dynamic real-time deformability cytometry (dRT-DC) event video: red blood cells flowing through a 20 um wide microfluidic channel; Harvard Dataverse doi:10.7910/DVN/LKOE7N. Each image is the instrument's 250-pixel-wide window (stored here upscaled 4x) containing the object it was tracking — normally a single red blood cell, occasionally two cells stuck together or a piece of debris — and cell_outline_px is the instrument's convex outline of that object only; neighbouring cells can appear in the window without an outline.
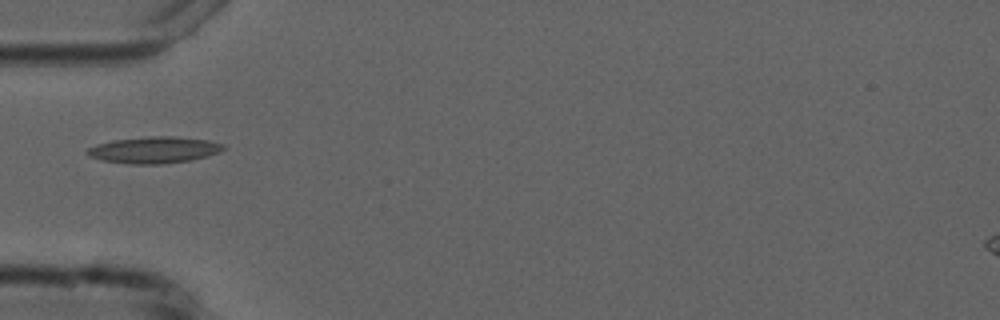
{"species": "common noctule bat (a hibernating species)", "species_latin": "Nyctalus noctula", "temperature_condition": "cold", "stored_images_in_passage": 1, "camera_frame_rate_fps": 3000, "um_per_image_px": 0.085, "animal": {"sex": "male", "forearm_length_mm": 52.5}, "frame": {"image": 1, "passage_image": 1, "time_ms": 0.0, "image_size_px": [1000, 320], "cell_outline_px": [[224, 148], [220, 152], [208, 156], [192, 160], [160, 164], [128, 164], [100, 160], [88, 156], [84, 152], [88, 148], [96, 144], [112, 140], [152, 136], [172, 136], [208, 140], [224, 144]], "centroid_in_image_um": [13.07, 12.75], "position_along_channel_um": 71.9, "area_um2": 21.21}}